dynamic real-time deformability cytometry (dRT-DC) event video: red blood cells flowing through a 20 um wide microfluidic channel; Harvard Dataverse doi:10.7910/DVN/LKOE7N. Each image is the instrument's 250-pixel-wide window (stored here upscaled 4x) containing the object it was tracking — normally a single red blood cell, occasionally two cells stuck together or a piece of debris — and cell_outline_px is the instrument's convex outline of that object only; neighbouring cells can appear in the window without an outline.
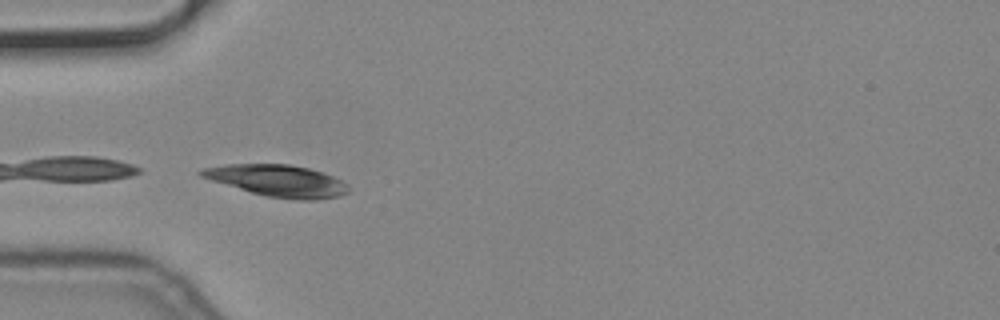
{"species": "common noctule bat (a hibernating species)", "species_latin": "Nyctalus noctula", "temperature_condition": "cold", "stored_images_in_passage": 36, "camera_frame_rate_fps": 3000, "um_per_image_px": 0.085, "animal": {"sex": "male", "body_mass_g": 19.2, "forearm_length_mm": 51.8}, "frame": {"image": 1, "passage_image": 1, "time_ms": 0.0, "image_size_px": [1000, 320], "cell_outline_px": [[348, 192], [340, 196], [316, 200], [296, 200], [268, 196], [252, 192], [212, 180], [200, 176], [196, 172], [204, 168], [228, 164], [288, 164], [308, 168], [324, 172], [348, 184]], "centroid_in_image_um": [23.63, 15.36], "position_along_channel_um": 61.4, "area_um2": 26.93}}
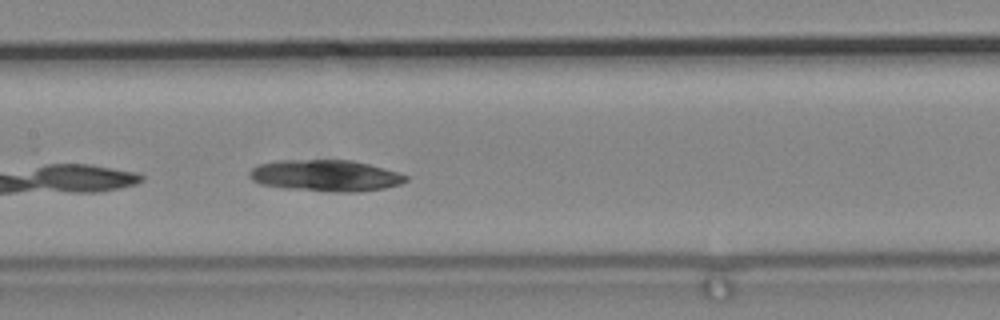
{"frame": {"image": 2, "passage_image": 11, "time_ms": 3.333, "image_size_px": [1000, 320], "cell_outline_px": [[408, 180], [400, 184], [384, 188], [360, 192], [332, 192], [280, 188], [260, 184], [252, 180], [248, 176], [248, 172], [256, 164], [276, 160], [352, 160], [400, 172], [408, 176]], "centroid_in_image_um": [27.64, 14.93], "position_along_channel_um": 179.8, "area_um2": 29.13}}
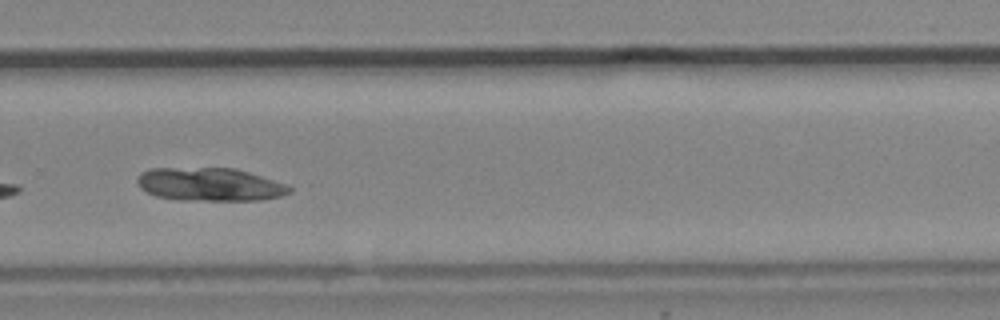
{"frame": {"image": 3, "passage_image": 22, "time_ms": 7.0, "image_size_px": [1000, 320], "cell_outline_px": [[292, 192], [280, 196], [260, 200], [180, 200], [156, 196], [140, 188], [136, 180], [140, 172], [152, 168], [236, 168], [288, 184], [292, 188]], "centroid_in_image_um": [17.84, 15.67], "position_along_channel_um": 312.0, "area_um2": 29.59}}